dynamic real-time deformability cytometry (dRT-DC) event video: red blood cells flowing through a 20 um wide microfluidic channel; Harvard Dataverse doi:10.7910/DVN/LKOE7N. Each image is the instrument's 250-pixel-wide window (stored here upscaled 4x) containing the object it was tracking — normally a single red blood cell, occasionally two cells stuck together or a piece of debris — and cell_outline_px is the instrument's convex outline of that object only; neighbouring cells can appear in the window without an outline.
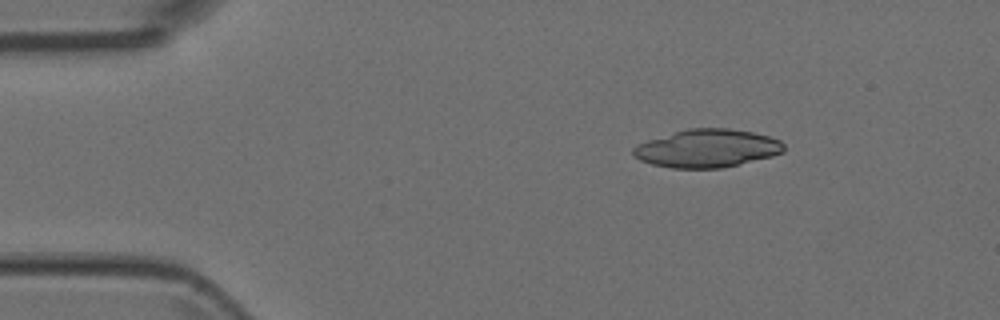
{"species": "Egyptian fruit bat (a non-hibernating species)", "species_latin": "Rousettus aegyptiacus", "temperature_condition": "room temperature", "stored_images_in_passage": 5, "camera_frame_rate_fps": 3000, "um_per_image_px": 0.085, "animal": {"sex": "female"}, "frame": {"image": 1, "passage_image": 3, "time_ms": 0.667, "image_size_px": [1000, 320], "cell_outline_px": [[784, 152], [772, 156], [740, 164], [720, 168], [672, 168], [652, 164], [640, 160], [632, 152], [632, 148], [636, 144], [648, 140], [688, 128], [728, 128], [752, 132], [768, 136], [780, 140], [784, 144]], "centroid_in_image_um": [60.11, 12.61], "position_along_channel_um": 24.9, "area_um2": 33.29}}